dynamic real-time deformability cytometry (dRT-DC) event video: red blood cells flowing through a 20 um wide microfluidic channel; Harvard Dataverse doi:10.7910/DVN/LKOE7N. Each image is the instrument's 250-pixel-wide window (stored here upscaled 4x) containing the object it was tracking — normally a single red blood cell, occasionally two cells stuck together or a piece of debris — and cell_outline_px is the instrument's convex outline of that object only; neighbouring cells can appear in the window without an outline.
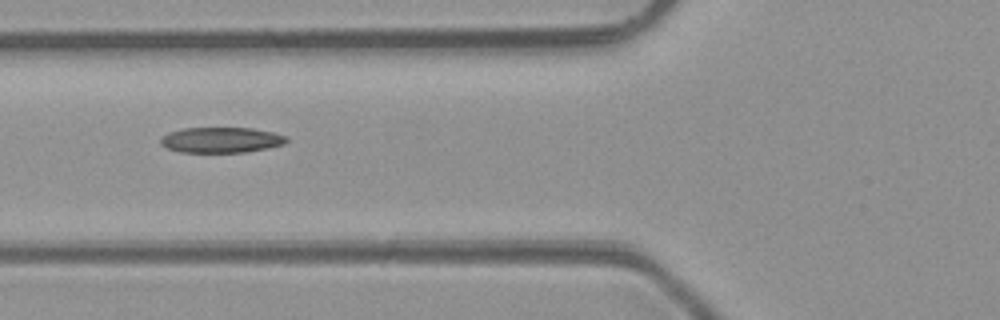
{"species": "common noctule bat (a hibernating species)", "species_latin": "Nyctalus noctula", "temperature_condition": "room temperature", "stored_images_in_passage": 7, "camera_frame_rate_fps": 3000, "um_per_image_px": 0.085, "animal": {"sex": "male", "body_mass_g": 23.1, "forearm_length_mm": 52.7}, "frame": {"image": 1, "passage_image": 7, "time_ms": 7.0, "image_size_px": [1000, 320], "cell_outline_px": [[288, 140], [284, 144], [268, 148], [244, 152], [180, 152], [168, 148], [160, 144], [160, 140], [168, 132], [184, 128], [252, 128], [272, 132], [288, 136]], "centroid_in_image_um": [18.82, 11.89], "position_along_channel_um": 107.0, "area_um2": 18.67}}